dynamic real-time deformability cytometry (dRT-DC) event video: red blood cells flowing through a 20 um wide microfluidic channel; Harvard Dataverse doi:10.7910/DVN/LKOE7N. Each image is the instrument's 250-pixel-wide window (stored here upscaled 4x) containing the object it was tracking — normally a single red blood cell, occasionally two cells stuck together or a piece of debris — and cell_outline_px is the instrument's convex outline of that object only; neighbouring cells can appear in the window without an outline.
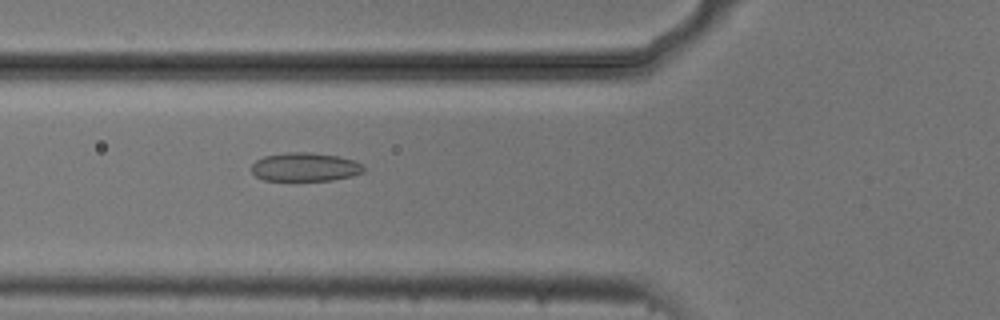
{"species": "common noctule bat (a hibernating species)", "species_latin": "Nyctalus noctula", "temperature_condition": "cold", "stored_images_in_passage": 54, "camera_frame_rate_fps": 3000, "um_per_image_px": 0.085, "animal": {"sex": "male", "body_mass_g": 20.5, "forearm_length_mm": 52.5}, "frame": {"image": 1, "passage_image": 20, "time_ms": 6.333, "image_size_px": [1000, 320], "cell_outline_px": [[364, 172], [352, 176], [332, 180], [264, 180], [256, 176], [252, 172], [252, 164], [256, 160], [264, 156], [284, 152], [308, 152], [340, 156], [356, 160], [364, 164]], "centroid_in_image_um": [25.97, 14.18], "position_along_channel_um": 99.8, "area_um2": 18.9}}
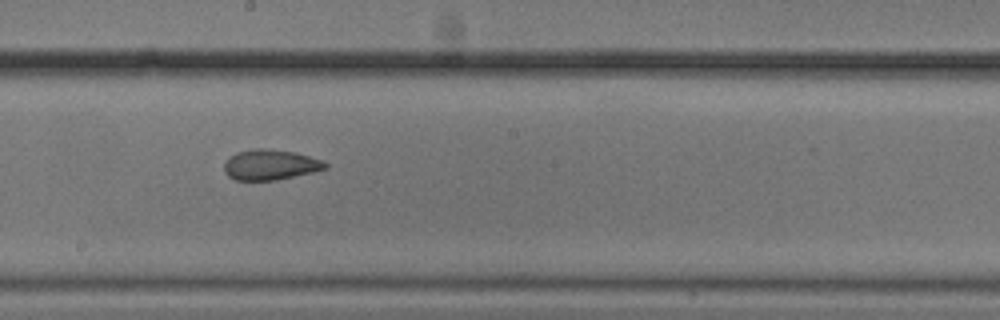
{"frame": {"image": 2, "passage_image": 30, "time_ms": 9.667, "image_size_px": [1000, 320], "cell_outline_px": [[328, 168], [312, 172], [276, 180], [236, 180], [228, 176], [224, 172], [224, 164], [236, 152], [252, 148], [264, 148], [296, 152], [324, 160], [328, 164]], "centroid_in_image_um": [23.0, 13.99], "position_along_channel_um": 225.2, "area_um2": 17.98}}
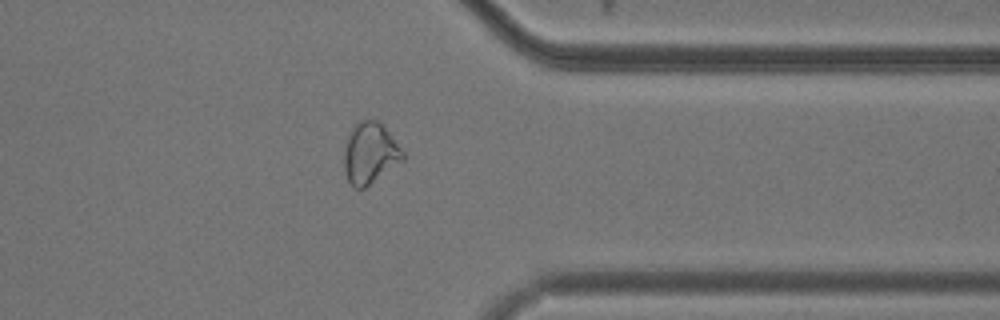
{"frame": {"image": 3, "passage_image": 43, "time_ms": 14.0, "image_size_px": [1000, 320], "cell_outline_px": [[404, 160], [364, 188], [356, 188], [348, 180], [344, 172], [344, 152], [348, 136], [356, 124], [360, 120], [376, 120], [388, 132], [404, 152]], "centroid_in_image_um": [31.45, 13.04], "position_along_channel_um": 380.0, "area_um2": 20.46}, "authors_computed_cell_mechanics": {"area_um2": 20.6346, "velocity_mm_per_s": 3.7426, "shape_relaxation_time_tau1_ms": null, "shape_relaxation_time_tau2_ms": 2.0277, "deformation_change_tau1": null, "deformation_change_tau2": 0.0773}}